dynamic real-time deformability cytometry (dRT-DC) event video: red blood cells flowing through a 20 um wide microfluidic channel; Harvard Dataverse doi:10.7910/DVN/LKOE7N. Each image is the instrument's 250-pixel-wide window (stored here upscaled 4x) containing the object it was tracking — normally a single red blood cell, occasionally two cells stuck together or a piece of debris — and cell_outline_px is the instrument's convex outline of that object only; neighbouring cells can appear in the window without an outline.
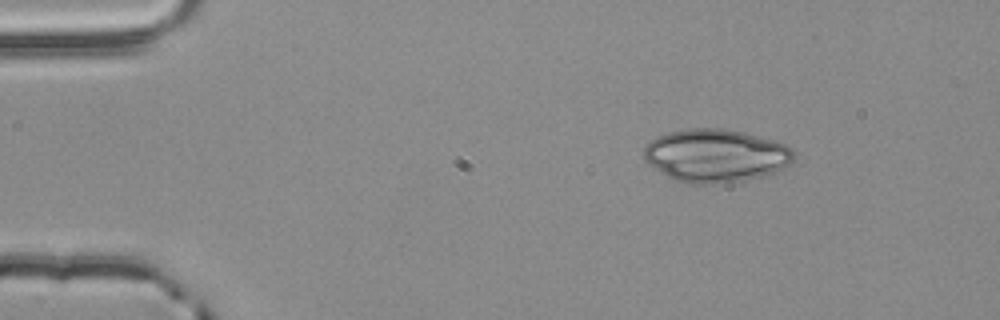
{"species": "common noctule bat (a hibernating species)", "species_latin": "Nyctalus noctula", "temperature_condition": "room temperature", "stored_images_in_passage": 2, "camera_frame_rate_fps": 3000, "um_per_image_px": 0.085, "animal": {"sex": "male", "body_mass_g": 20.4}, "frame": {"image": 1, "passage_image": 1, "time_ms": 0.0, "image_size_px": [1000, 320], "cell_outline_px": [[796, 152], [792, 160], [788, 164], [772, 172], [760, 176], [744, 180], [720, 184], [688, 184], [676, 180], [660, 172], [648, 164], [644, 160], [644, 148], [656, 136], [668, 132], [688, 128], [724, 128], [744, 132], [772, 140], [784, 144], [792, 148]], "centroid_in_image_um": [60.8, 13.22], "position_along_channel_um": 24.2, "area_um2": 46.36}}